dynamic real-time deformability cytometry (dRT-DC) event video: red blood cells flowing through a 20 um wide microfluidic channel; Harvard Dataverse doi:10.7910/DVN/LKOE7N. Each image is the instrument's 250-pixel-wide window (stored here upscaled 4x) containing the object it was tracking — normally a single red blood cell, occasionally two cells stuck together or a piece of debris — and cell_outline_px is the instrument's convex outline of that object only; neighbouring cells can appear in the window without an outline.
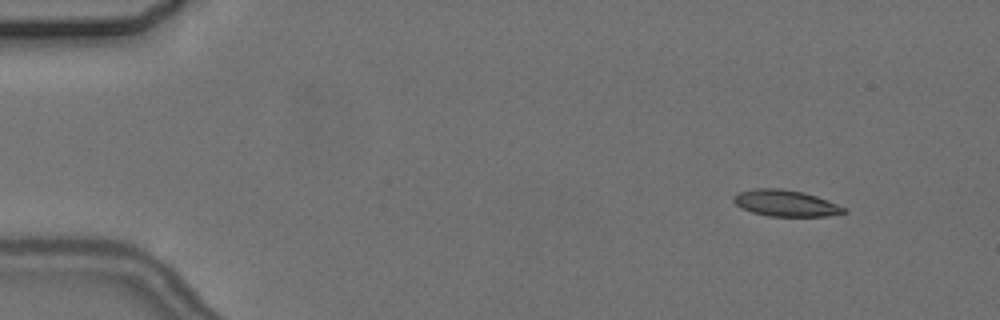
{"species": "common noctule bat (a hibernating species)", "species_latin": "Nyctalus noctula", "temperature_condition": "cold", "stored_images_in_passage": 5, "camera_frame_rate_fps": 3000, "um_per_image_px": 0.085, "animal": {"sex": "female", "body_mass_g": 24.6, "forearm_length_mm": 56.2}, "frame": {"image": 1, "passage_image": 2, "time_ms": 1.333, "image_size_px": [1000, 320], "cell_outline_px": [[848, 212], [828, 216], [768, 216], [752, 212], [740, 208], [732, 200], [732, 196], [736, 192], [752, 188], [780, 188], [804, 192], [828, 200], [848, 208]], "centroid_in_image_um": [66.76, 17.26], "position_along_channel_um": 18.2, "area_um2": 17.28}}